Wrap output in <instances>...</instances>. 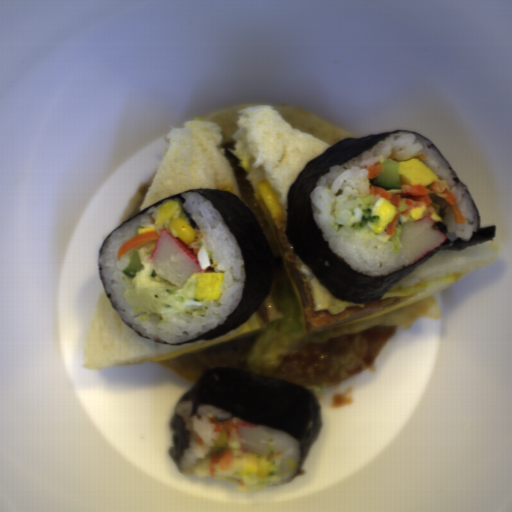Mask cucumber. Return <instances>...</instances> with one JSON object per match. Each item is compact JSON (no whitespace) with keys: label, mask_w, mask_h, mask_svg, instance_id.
I'll return each mask as SVG.
<instances>
[{"label":"cucumber","mask_w":512,"mask_h":512,"mask_svg":"<svg viewBox=\"0 0 512 512\" xmlns=\"http://www.w3.org/2000/svg\"><path fill=\"white\" fill-rule=\"evenodd\" d=\"M144 265L141 264L140 255L138 251H131L129 253V265L122 271L128 278L134 279L136 272L142 270Z\"/></svg>","instance_id":"2"},{"label":"cucumber","mask_w":512,"mask_h":512,"mask_svg":"<svg viewBox=\"0 0 512 512\" xmlns=\"http://www.w3.org/2000/svg\"><path fill=\"white\" fill-rule=\"evenodd\" d=\"M382 166L384 171L379 172L377 178L368 179L369 183L384 188L386 192L392 189H402L400 182V163L391 158L382 162Z\"/></svg>","instance_id":"1"}]
</instances>
